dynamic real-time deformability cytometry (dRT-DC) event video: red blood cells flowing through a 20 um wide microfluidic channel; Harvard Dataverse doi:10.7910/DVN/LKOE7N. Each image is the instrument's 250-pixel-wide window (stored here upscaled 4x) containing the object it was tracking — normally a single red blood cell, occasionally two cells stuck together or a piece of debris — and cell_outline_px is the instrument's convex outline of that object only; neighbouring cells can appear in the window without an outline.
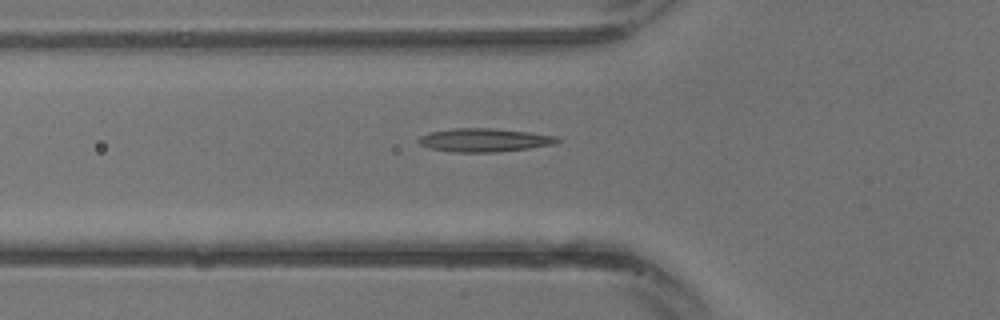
{"species": "common noctule bat (a hibernating species)", "species_latin": "Nyctalus noctula", "temperature_condition": "warm", "stored_images_in_passage": 20, "camera_frame_rate_fps": 3000, "um_per_image_px": 0.085, "animal": {"sex": "male", "body_mass_g": 13.3}, "frame": {"image": 1, "passage_image": 3, "time_ms": 0.667, "image_size_px": [1000, 320], "cell_outline_px": [[560, 140], [556, 144], [528, 148], [496, 152], [452, 152], [428, 148], [420, 144], [416, 140], [420, 136], [428, 132], [452, 128], [488, 128], [528, 132], [556, 136]], "centroid_in_image_um": [41.11, 11.91], "position_along_channel_um": 84.7, "area_um2": 18.96}}
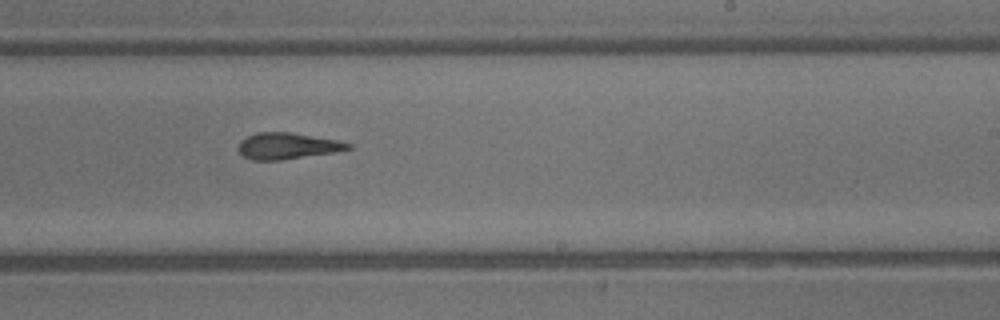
{"frame": {"image": 2, "passage_image": 11, "time_ms": 3.333, "image_size_px": [1000, 320], "cell_outline_px": [[352, 148], [336, 152], [284, 160], [252, 160], [240, 156], [236, 148], [240, 140], [256, 132], [292, 132], [340, 140], [352, 144]], "centroid_in_image_um": [24.41, 12.41], "position_along_channel_um": 264.6, "area_um2": 17.34}}
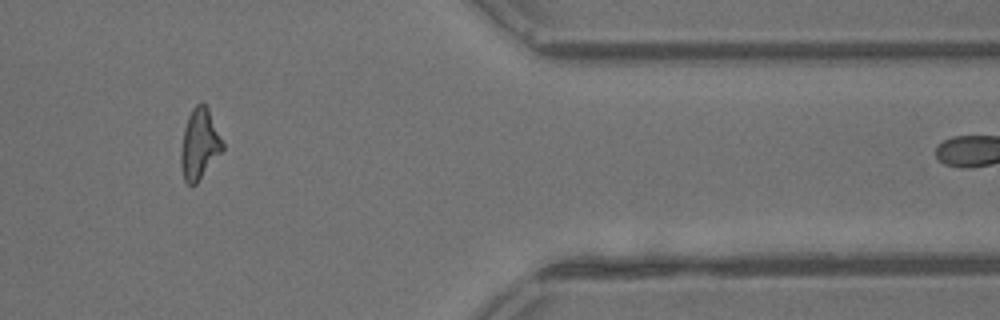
{"frame": {"image": 3, "passage_image": 18, "time_ms": 5.667, "image_size_px": [1000, 320], "cell_outline_px": [[224, 148], [196, 184], [192, 188], [184, 180], [180, 168], [180, 148], [184, 128], [188, 116], [192, 108], [200, 100], [208, 108], [224, 144]], "centroid_in_image_um": [16.92, 12.26], "position_along_channel_um": 394.5, "area_um2": 17.28}}